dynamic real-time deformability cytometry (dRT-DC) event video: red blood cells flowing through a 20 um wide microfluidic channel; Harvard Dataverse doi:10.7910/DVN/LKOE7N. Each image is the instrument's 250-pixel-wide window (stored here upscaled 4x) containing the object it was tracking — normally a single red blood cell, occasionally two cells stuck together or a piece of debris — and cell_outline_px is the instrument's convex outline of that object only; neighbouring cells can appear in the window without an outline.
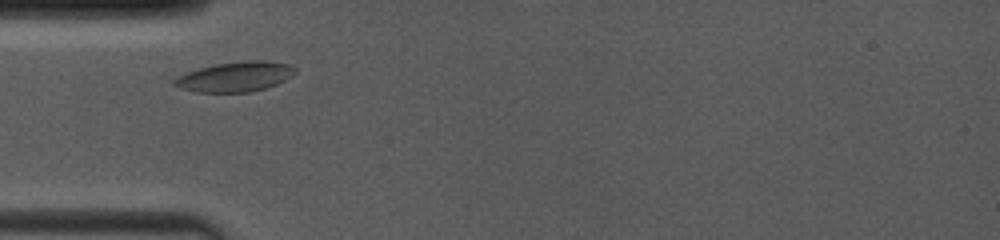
{"species": "common noctule bat (a hibernating species)", "species_latin": "Nyctalus noctula", "temperature_condition": "room temperature", "stored_images_in_passage": 25, "camera_frame_rate_fps": 4000, "um_per_image_px": 0.085, "animal": {"sex": "female", "body_mass_g": 19.0, "forearm_length_mm": 53.3}, "frame": {"image": 1, "passage_image": 2, "time_ms": 0.5, "image_size_px": [1000, 240], "cell_outline_px": [[296, 72], [292, 76], [276, 84], [252, 92], [196, 92], [180, 88], [172, 84], [172, 80], [188, 72], [200, 68], [216, 64], [244, 60], [268, 60], [288, 64], [296, 68]], "centroid_in_image_um": [20.01, 6.51], "position_along_channel_um": 65.0, "area_um2": 21.04}}
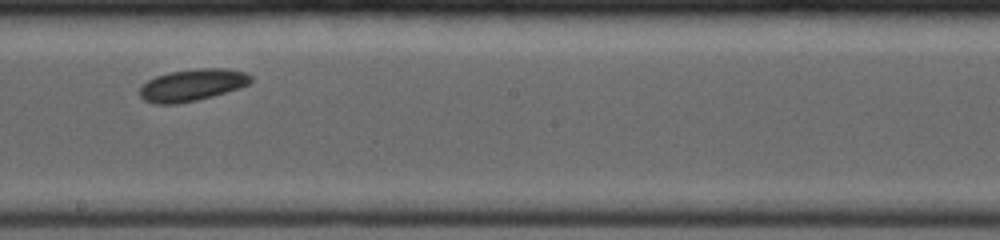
{"frame": {"image": 2, "passage_image": 13, "time_ms": 4.75, "image_size_px": [1000, 240], "cell_outline_px": [[252, 80], [248, 84], [240, 88], [212, 96], [196, 100], [176, 104], [156, 104], [144, 100], [140, 96], [140, 88], [148, 80], [156, 76], [168, 72], [196, 68], [220, 68], [244, 72], [252, 76]], "centroid_in_image_um": [16.33, 7.22], "position_along_channel_um": 231.9, "area_um2": 20.58}}
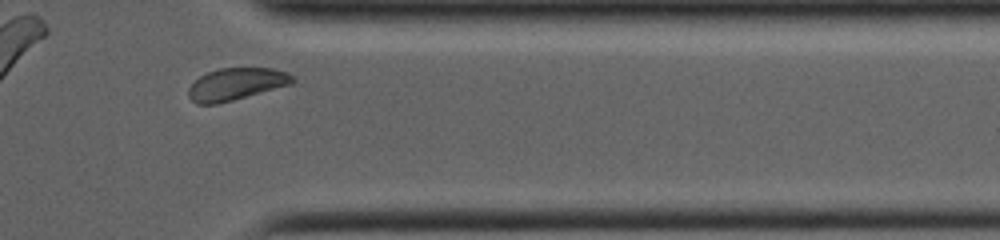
{"frame": {"image": 3, "passage_image": 23, "time_ms": 8.75, "image_size_px": [1000, 240], "cell_outline_px": [[296, 80], [292, 84], [232, 100], [216, 104], [196, 104], [188, 96], [188, 88], [200, 76], [208, 72], [220, 68], [272, 68], [288, 72]], "centroid_in_image_um": [20.08, 7.14], "position_along_channel_um": 391.3, "area_um2": 19.36}, "authors_computed_cell_mechanics": {"area_um2": 20.519, "velocity_mm_per_s": 3.9548, "shape_relaxation_time_tau1_ms": 3.6397, "shape_relaxation_time_tau2_ms": 9.8653, "deformation_change_tau1": 0.0405, "deformation_change_tau2": 0.1293}}